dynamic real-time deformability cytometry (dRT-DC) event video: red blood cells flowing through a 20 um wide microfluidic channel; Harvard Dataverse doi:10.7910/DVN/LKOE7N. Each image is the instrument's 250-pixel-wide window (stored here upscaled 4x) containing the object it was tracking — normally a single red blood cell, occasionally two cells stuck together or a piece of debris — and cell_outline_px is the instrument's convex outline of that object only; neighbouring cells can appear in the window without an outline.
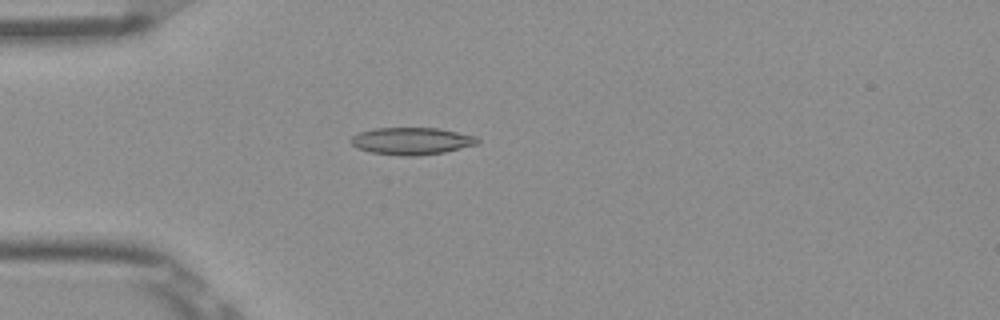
{"species": "Egyptian fruit bat (a non-hibernating species)", "species_latin": "Rousettus aegyptiacus", "temperature_condition": "room temperature", "stored_images_in_passage": 50, "camera_frame_rate_fps": 3000, "um_per_image_px": 0.085, "frame": {"image": 1, "passage_image": 13, "time_ms": 4.0, "image_size_px": [1000, 320], "cell_outline_px": [[480, 140], [476, 144], [444, 152], [416, 156], [400, 156], [372, 152], [356, 148], [352, 144], [352, 136], [360, 132], [376, 128], [440, 128], [476, 136]], "centroid_in_image_um": [35.0, 11.98], "position_along_channel_um": 50.0, "area_um2": 19.94}}
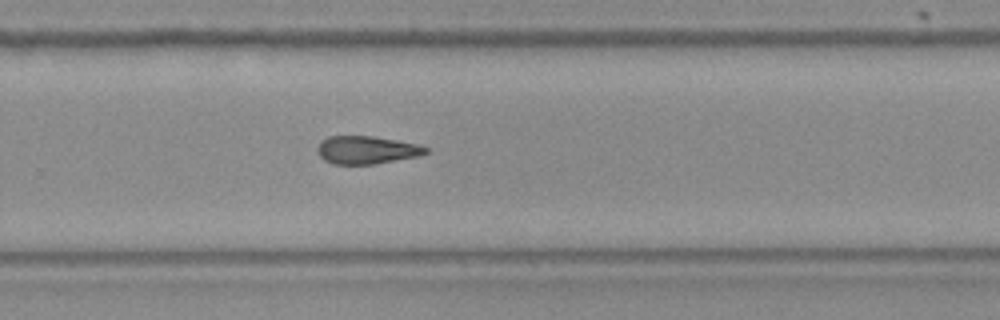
{"frame": {"image": 2, "passage_image": 33, "time_ms": 10.667, "image_size_px": [1000, 320], "cell_outline_px": [[428, 152], [416, 156], [376, 164], [332, 164], [324, 160], [320, 156], [316, 148], [320, 140], [328, 136], [372, 136], [396, 140], [416, 144], [428, 148]], "centroid_in_image_um": [31.1, 12.74], "position_along_channel_um": 298.7, "area_um2": 17.57}}
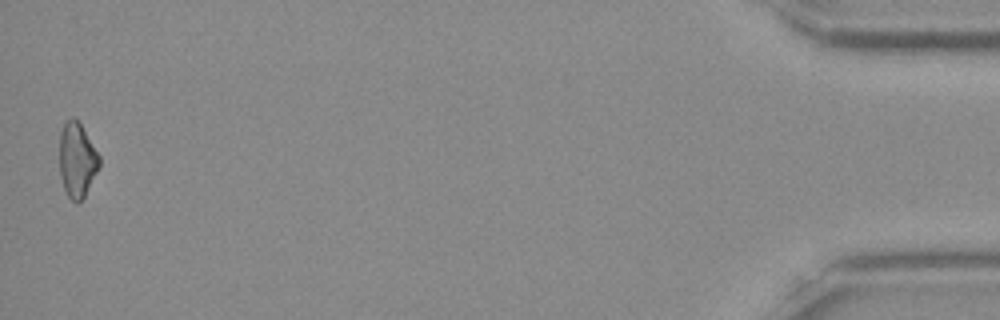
{"frame": {"image": 3, "passage_image": 50, "time_ms": 16.333, "image_size_px": [1000, 320], "cell_outline_px": [[100, 164], [84, 196], [76, 204], [68, 196], [64, 188], [60, 176], [60, 132], [64, 124], [72, 116], [76, 116], [100, 156]], "centroid_in_image_um": [6.54, 13.56], "position_along_channel_um": 428.7, "area_um2": 17.17}, "authors_computed_cell_mechanics": {"area_um2": 18.3515, "velocity_mm_per_s": 3.9163, "shape_relaxation_time_tau1_ms": null, "shape_relaxation_time_tau2_ms": 6.9939, "deformation_change_tau1": null, "deformation_change_tau2": 0.1929}}